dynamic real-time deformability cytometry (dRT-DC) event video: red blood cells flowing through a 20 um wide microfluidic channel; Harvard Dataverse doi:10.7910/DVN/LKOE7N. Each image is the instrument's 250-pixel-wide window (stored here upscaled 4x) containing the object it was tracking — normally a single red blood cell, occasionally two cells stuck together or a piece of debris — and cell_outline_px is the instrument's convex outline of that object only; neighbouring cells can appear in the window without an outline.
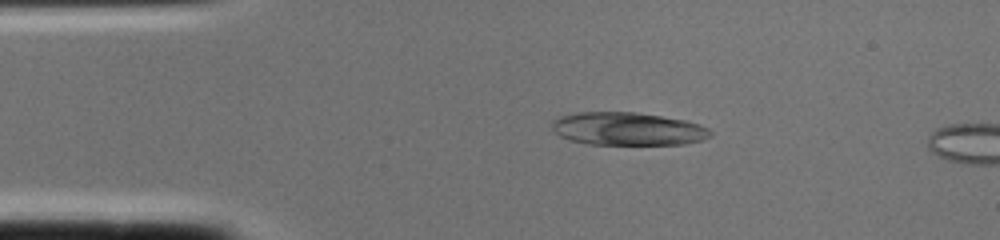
{"species": "common noctule bat (a hibernating species)", "species_latin": "Nyctalus noctula", "temperature_condition": "cold", "stored_images_in_passage": 3, "camera_frame_rate_fps": 3000, "um_per_image_px": 0.085, "animal": {"sex": "female", "body_mass_g": 22.0, "forearm_length_mm": 56.7}, "frame": {"image": 1, "passage_image": 2, "time_ms": 0.333, "image_size_px": [1000, 240], "cell_outline_px": [[712, 136], [700, 140], [684, 144], [588, 144], [568, 140], [552, 132], [552, 120], [560, 116], [580, 112], [636, 112], [684, 120], [700, 124], [708, 128], [712, 132]], "centroid_in_image_um": [53.32, 10.95], "position_along_channel_um": 31.7, "area_um2": 30.52}}